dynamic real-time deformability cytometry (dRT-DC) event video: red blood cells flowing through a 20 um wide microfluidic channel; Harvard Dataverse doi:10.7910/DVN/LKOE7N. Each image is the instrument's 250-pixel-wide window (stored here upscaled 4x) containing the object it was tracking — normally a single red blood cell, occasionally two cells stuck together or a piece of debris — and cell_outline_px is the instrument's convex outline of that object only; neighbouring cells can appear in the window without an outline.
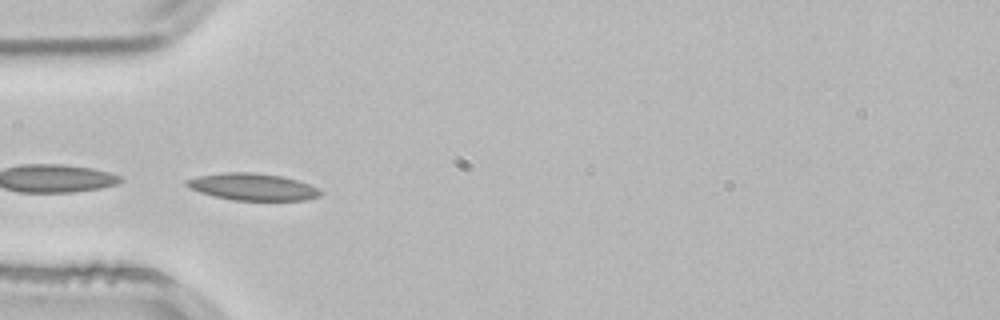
{"species": "common noctule bat (a hibernating species)", "species_latin": "Nyctalus noctula", "temperature_condition": "room temperature", "stored_images_in_passage": 3, "camera_frame_rate_fps": 3000, "um_per_image_px": 0.085, "animal": {"sex": "male", "body_mass_g": 21.5, "forearm_length_mm": 52.0}, "frame": {"image": 1, "passage_image": 3, "time_ms": 0.667, "image_size_px": [1000, 320], "cell_outline_px": [[324, 192], [320, 196], [304, 200], [232, 200], [212, 196], [188, 188], [184, 184], [184, 180], [200, 176], [224, 172], [252, 172], [280, 176], [296, 180], [320, 188]], "centroid_in_image_um": [21.46, 15.89], "position_along_channel_um": 63.5, "area_um2": 21.1}}